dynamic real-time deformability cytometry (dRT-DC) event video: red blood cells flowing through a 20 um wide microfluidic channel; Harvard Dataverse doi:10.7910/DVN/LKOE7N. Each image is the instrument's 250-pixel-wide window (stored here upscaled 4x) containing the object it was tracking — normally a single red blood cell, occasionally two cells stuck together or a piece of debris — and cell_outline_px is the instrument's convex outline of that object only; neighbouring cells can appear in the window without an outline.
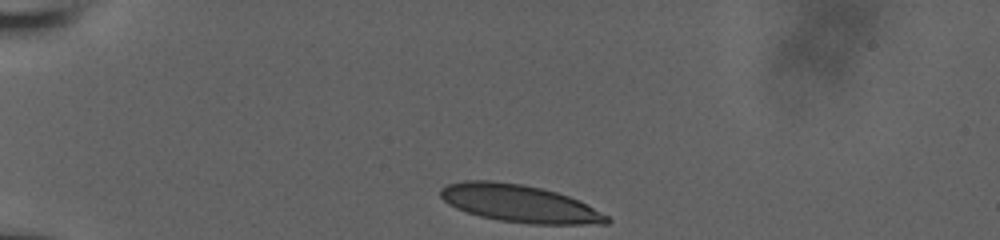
{"species": "human", "species_latin": "Homo sapiens", "temperature_condition": "room temperature", "stored_images_in_passage": 34, "camera_frame_rate_fps": 3000, "um_per_image_px": 0.085, "donor": {"sex": "male"}, "frame": {"image": 1, "passage_image": 1, "time_ms": 0.0, "image_size_px": [1000, 240], "cell_outline_px": [[612, 220], [608, 224], [528, 224], [500, 220], [480, 216], [456, 208], [448, 204], [440, 196], [440, 188], [448, 184], [464, 180], [492, 180], [524, 184], [556, 192], [580, 200], [608, 216]], "centroid_in_image_um": [44.16, 17.29], "position_along_channel_um": 40.8, "area_um2": 36.41}}
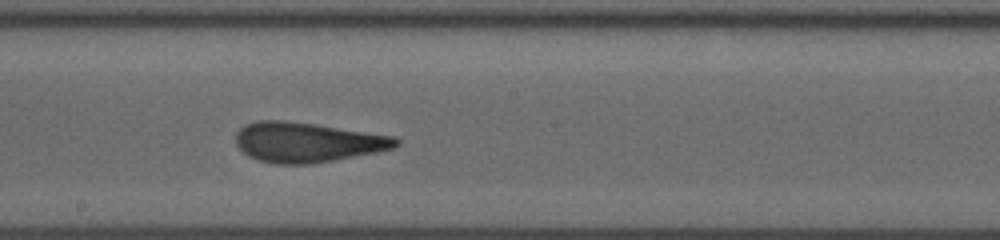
{"frame": {"image": 2, "passage_image": 19, "time_ms": 6.0, "image_size_px": [1000, 240], "cell_outline_px": [[400, 144], [392, 148], [380, 152], [312, 164], [272, 164], [248, 156], [236, 144], [236, 132], [244, 124], [256, 120], [284, 120], [316, 124], [392, 136], [400, 140]], "centroid_in_image_um": [26.1, 12.09], "position_along_channel_um": 222.1, "area_um2": 37.4}}
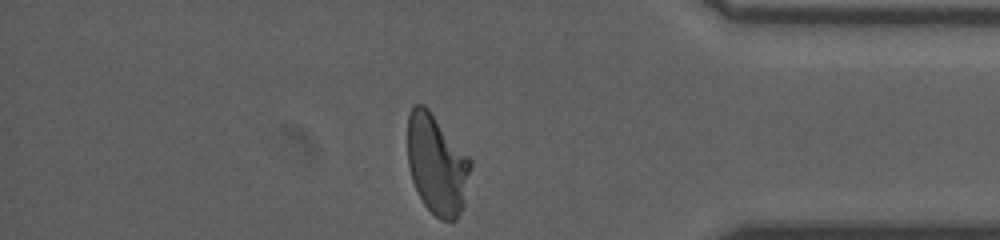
{"frame": {"image": 3, "passage_image": 34, "time_ms": 11.0, "image_size_px": [1000, 240], "cell_outline_px": [[472, 164], [464, 204], [456, 220], [440, 220], [424, 204], [412, 180], [408, 164], [408, 112], [412, 104], [424, 104], [428, 108], [472, 160]], "centroid_in_image_um": [37.14, 13.96], "position_along_channel_um": 398.1, "area_um2": 36.65}, "authors_computed_cell_mechanics": {"area_um2": 37.0209, "velocity_mm_per_s": 3.9376, "shape_relaxation_time_tau1_ms": 9.2872, "shape_relaxation_time_tau2_ms": 0.9164, "deformation_change_tau1": 0.2447, "deformation_change_tau2": 0.0702}}